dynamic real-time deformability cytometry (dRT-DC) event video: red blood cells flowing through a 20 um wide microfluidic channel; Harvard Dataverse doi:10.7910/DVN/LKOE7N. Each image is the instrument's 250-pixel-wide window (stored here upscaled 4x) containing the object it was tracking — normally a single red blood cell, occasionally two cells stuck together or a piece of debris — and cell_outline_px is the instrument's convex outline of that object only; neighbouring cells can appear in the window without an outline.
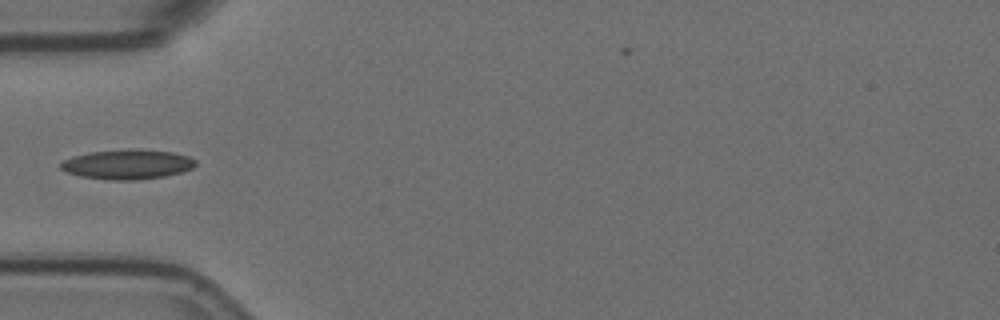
{"species": "Egyptian fruit bat (a non-hibernating species)", "species_latin": "Rousettus aegyptiacus", "temperature_condition": "room temperature", "stored_images_in_passage": 7, "camera_frame_rate_fps": 3000, "um_per_image_px": 0.085, "animal": {"sex": "female"}, "frame": {"image": 1, "passage_image": 4, "time_ms": 1.0, "image_size_px": [1000, 320], "cell_outline_px": [[196, 164], [192, 168], [180, 172], [164, 176], [136, 180], [108, 180], [80, 176], [68, 172], [60, 168], [60, 164], [64, 160], [72, 156], [92, 152], [136, 148], [172, 152], [188, 156], [196, 160]], "centroid_in_image_um": [10.83, 13.96], "position_along_channel_um": 74.2, "area_um2": 23.29}}
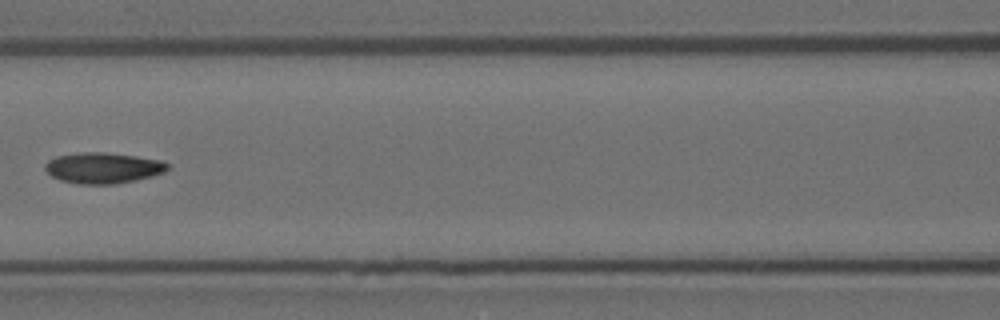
{"frame": {"image": 2, "passage_image": 6, "time_ms": 1.667, "image_size_px": [1000, 320], "cell_outline_px": [[168, 168], [164, 172], [152, 176], [136, 180], [116, 184], [76, 184], [60, 180], [52, 176], [44, 168], [44, 164], [48, 160], [56, 156], [84, 152], [104, 152], [136, 156], [164, 160], [168, 164]], "centroid_in_image_um": [8.76, 14.27], "position_along_channel_um": 157.8, "area_um2": 22.14}}
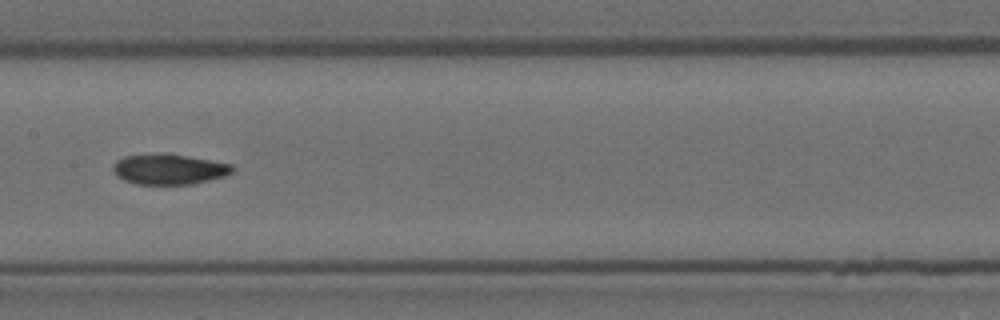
{"frame": {"image": 3, "passage_image": 7, "time_ms": 2.0, "image_size_px": [1000, 320], "cell_outline_px": [[232, 172], [224, 176], [192, 184], [136, 184], [124, 180], [116, 176], [112, 168], [116, 160], [124, 156], [184, 156], [232, 164]], "centroid_in_image_um": [14.34, 14.43], "position_along_channel_um": 193.1, "area_um2": 20.17}}